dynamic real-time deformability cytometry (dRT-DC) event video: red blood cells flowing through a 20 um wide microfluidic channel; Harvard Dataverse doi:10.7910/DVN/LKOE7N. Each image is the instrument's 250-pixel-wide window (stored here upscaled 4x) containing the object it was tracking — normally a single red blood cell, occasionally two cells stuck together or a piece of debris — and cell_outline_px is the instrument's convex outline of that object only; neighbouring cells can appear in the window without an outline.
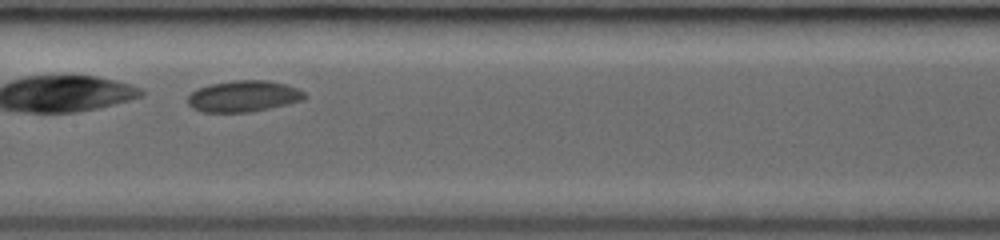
{"species": "common noctule bat (a hibernating species)", "species_latin": "Nyctalus noctula", "temperature_condition": "room temperature", "stored_images_in_passage": 24, "camera_frame_rate_fps": 3000, "um_per_image_px": 0.085, "animal": {"sex": "female", "body_mass_g": 19.0, "forearm_length_mm": 53.3}, "frame": {"image": 1, "passage_image": 8, "time_ms": 2.333, "image_size_px": [1000, 240], "cell_outline_px": [[308, 96], [304, 100], [288, 104], [248, 112], [200, 112], [192, 108], [188, 104], [188, 96], [192, 92], [200, 88], [212, 84], [236, 80], [264, 80], [284, 84], [296, 88], [304, 92]], "centroid_in_image_um": [20.71, 8.19], "position_along_channel_um": 186.7, "area_um2": 21.1}}
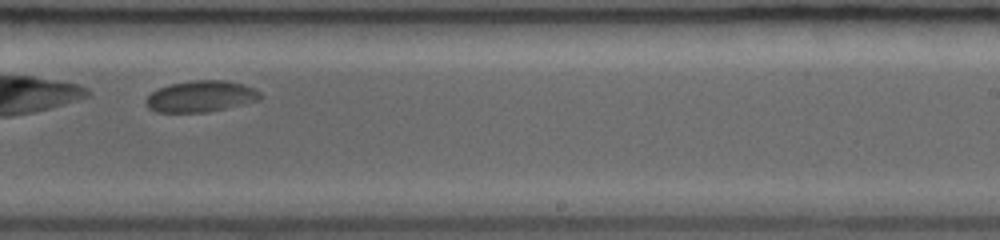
{"frame": {"image": 2, "passage_image": 14, "time_ms": 4.333, "image_size_px": [1000, 240], "cell_outline_px": [[264, 96], [260, 100], [244, 104], [208, 112], [156, 112], [148, 108], [144, 104], [144, 100], [152, 92], [160, 88], [172, 84], [192, 80], [224, 80], [244, 84], [256, 88]], "centroid_in_image_um": [17.11, 8.19], "position_along_channel_um": 271.9, "area_um2": 21.04}}
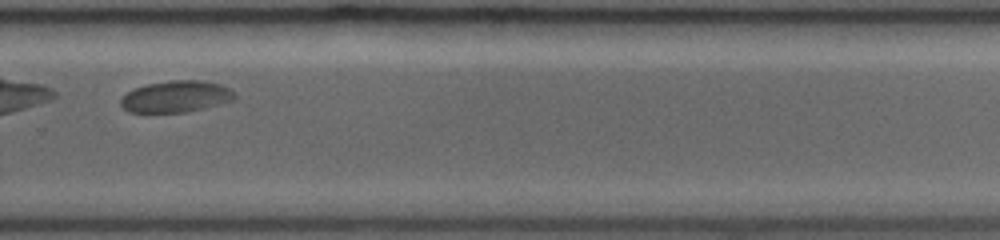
{"frame": {"image": 3, "passage_image": 17, "time_ms": 5.333, "image_size_px": [1000, 240], "cell_outline_px": [[236, 96], [232, 100], [204, 108], [184, 112], [128, 112], [120, 104], [120, 100], [132, 88], [148, 84], [172, 80], [200, 80], [220, 84], [228, 88]], "centroid_in_image_um": [14.93, 8.2], "position_along_channel_um": 314.9, "area_um2": 20.69}}